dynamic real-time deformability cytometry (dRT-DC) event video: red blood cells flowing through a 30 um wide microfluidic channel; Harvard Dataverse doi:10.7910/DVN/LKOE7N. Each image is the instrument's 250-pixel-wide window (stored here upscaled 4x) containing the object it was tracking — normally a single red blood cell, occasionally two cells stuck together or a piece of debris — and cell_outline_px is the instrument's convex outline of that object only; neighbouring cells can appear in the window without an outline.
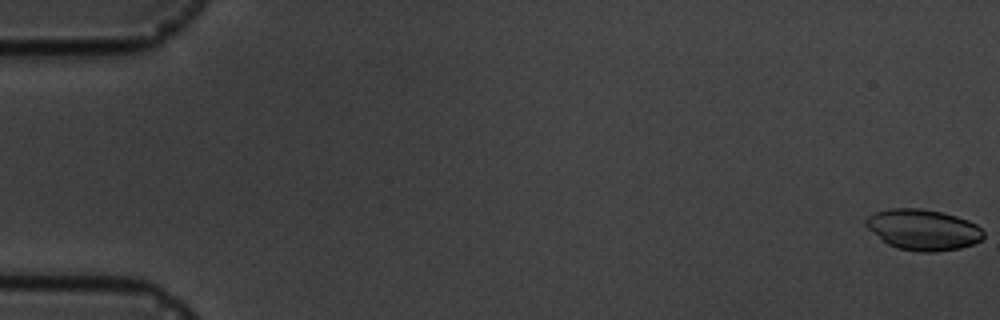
{"species": "common noctule bat (a hibernating species)", "species_latin": "Nyctalus noctula", "temperature_condition": "cold", "stored_images_in_passage": 4, "segment_of_instrument_passage": [2, 2], "camera_frame_rate_fps": 3000, "um_per_image_px": 0.085, "animal": {"sex": "male", "body_mass_g": 19.5, "forearm_length_mm": 54.6}, "frame": {"image": 1, "passage_image": 4, "time_ms": 4.333, "image_size_px": [1000, 320], "cell_outline_px": [[984, 236], [980, 240], [972, 244], [960, 248], [936, 252], [920, 252], [896, 248], [888, 244], [868, 228], [864, 224], [864, 220], [868, 216], [876, 212], [888, 208], [920, 208], [940, 212], [956, 216], [968, 220], [976, 224], [984, 232]], "centroid_in_image_um": [78.45, 19.52], "position_along_channel_um": 6.5, "area_um2": 27.92}}